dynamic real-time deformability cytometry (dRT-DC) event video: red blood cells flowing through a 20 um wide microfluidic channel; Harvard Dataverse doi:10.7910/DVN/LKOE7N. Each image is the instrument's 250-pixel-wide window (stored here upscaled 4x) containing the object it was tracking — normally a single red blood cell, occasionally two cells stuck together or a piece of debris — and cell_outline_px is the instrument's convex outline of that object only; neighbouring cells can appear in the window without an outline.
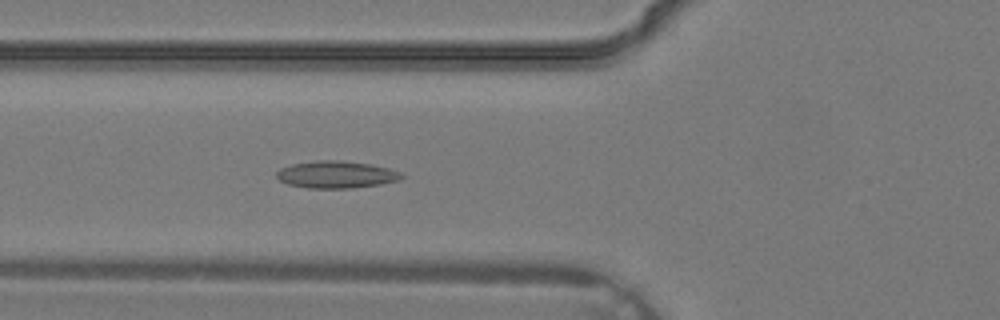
{"species": "common noctule bat (a hibernating species)", "species_latin": "Nyctalus noctula", "temperature_condition": "warm", "stored_images_in_passage": 26, "camera_frame_rate_fps": 3000, "um_per_image_px": 0.085, "animal": {"sex": "male", "body_mass_g": 19.2, "forearm_length_mm": 51.8}, "frame": {"image": 1, "passage_image": 4, "time_ms": 1.0, "image_size_px": [1000, 320], "cell_outline_px": [[404, 176], [400, 180], [380, 184], [352, 188], [308, 188], [288, 184], [280, 180], [276, 176], [276, 172], [280, 168], [292, 164], [316, 160], [340, 160], [368, 164], [388, 168], [400, 172]], "centroid_in_image_um": [28.57, 14.84], "position_along_channel_um": 97.2, "area_um2": 19.71}}
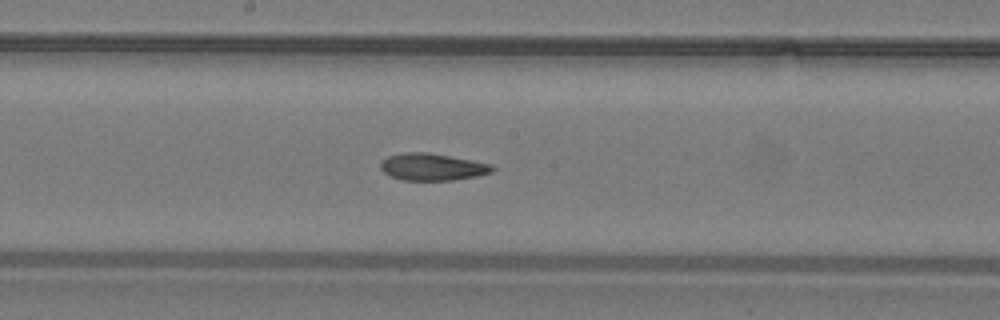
{"frame": {"image": 2, "passage_image": 10, "time_ms": 3.0, "image_size_px": [1000, 320], "cell_outline_px": [[496, 168], [492, 172], [476, 176], [456, 180], [400, 180], [388, 176], [380, 168], [380, 164], [388, 156], [404, 152], [428, 152], [492, 164]], "centroid_in_image_um": [36.74, 14.19], "position_along_channel_um": 211.5, "area_um2": 17.69}}
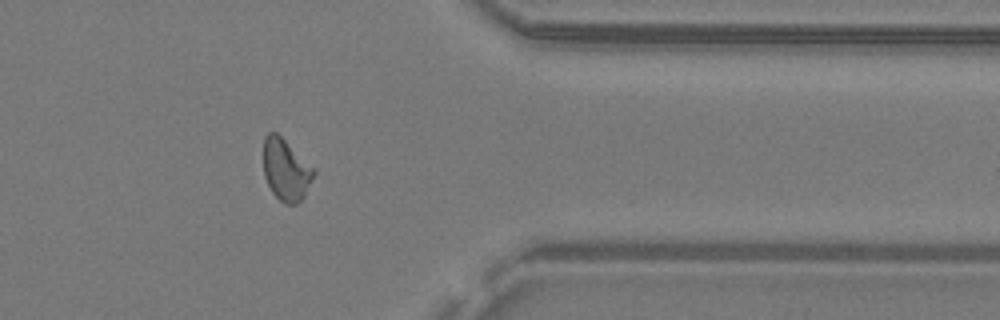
{"frame": {"image": 3, "passage_image": 20, "time_ms": 6.333, "image_size_px": [1000, 320], "cell_outline_px": [[316, 172], [304, 196], [296, 204], [288, 204], [280, 200], [272, 192], [264, 176], [264, 136], [268, 132], [276, 132]], "centroid_in_image_um": [24.27, 14.45], "position_along_channel_um": 387.1, "area_um2": 17.51}}